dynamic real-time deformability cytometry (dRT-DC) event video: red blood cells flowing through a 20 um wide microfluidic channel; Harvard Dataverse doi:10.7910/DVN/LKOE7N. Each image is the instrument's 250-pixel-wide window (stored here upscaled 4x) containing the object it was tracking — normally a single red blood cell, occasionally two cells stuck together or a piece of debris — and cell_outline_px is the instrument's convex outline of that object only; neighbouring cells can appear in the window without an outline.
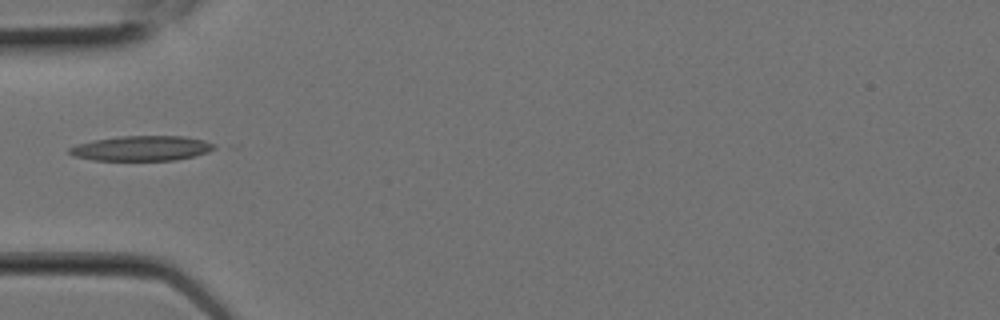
{"species": "Egyptian fruit bat (a non-hibernating species)", "species_latin": "Rousettus aegyptiacus", "temperature_condition": "room temperature", "stored_images_in_passage": 7, "camera_frame_rate_fps": 3000, "um_per_image_px": 0.085, "animal": {"sex": "female"}, "frame": {"image": 1, "passage_image": 4, "time_ms": 1.0, "image_size_px": [1000, 320], "cell_outline_px": [[216, 148], [208, 152], [196, 156], [176, 160], [92, 160], [72, 156], [68, 152], [68, 148], [76, 144], [96, 140], [120, 136], [184, 136], [204, 140], [216, 144]], "centroid_in_image_um": [12.06, 12.61], "position_along_channel_um": 72.9, "area_um2": 21.21}}
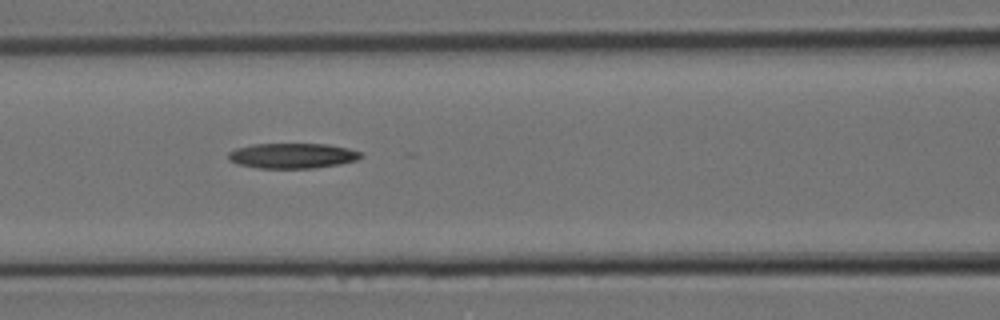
{"frame": {"image": 2, "passage_image": 6, "time_ms": 1.667, "image_size_px": [1000, 320], "cell_outline_px": [[364, 156], [356, 160], [340, 164], [316, 168], [260, 168], [236, 164], [228, 160], [228, 152], [236, 148], [252, 144], [328, 144], [348, 148], [360, 152]], "centroid_in_image_um": [24.84, 13.24], "position_along_channel_um": 141.8, "area_um2": 19.59}}
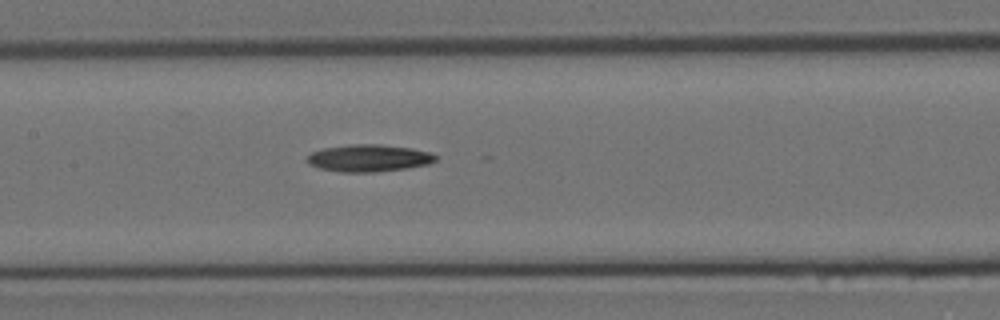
{"frame": {"image": 3, "passage_image": 7, "time_ms": 2.0, "image_size_px": [1000, 320], "cell_outline_px": [[436, 160], [428, 164], [404, 168], [372, 172], [340, 172], [320, 168], [308, 164], [304, 160], [312, 152], [324, 148], [352, 144], [380, 144], [412, 148], [432, 152], [436, 156]], "centroid_in_image_um": [31.33, 13.43], "position_along_channel_um": 176.1, "area_um2": 20.29}}